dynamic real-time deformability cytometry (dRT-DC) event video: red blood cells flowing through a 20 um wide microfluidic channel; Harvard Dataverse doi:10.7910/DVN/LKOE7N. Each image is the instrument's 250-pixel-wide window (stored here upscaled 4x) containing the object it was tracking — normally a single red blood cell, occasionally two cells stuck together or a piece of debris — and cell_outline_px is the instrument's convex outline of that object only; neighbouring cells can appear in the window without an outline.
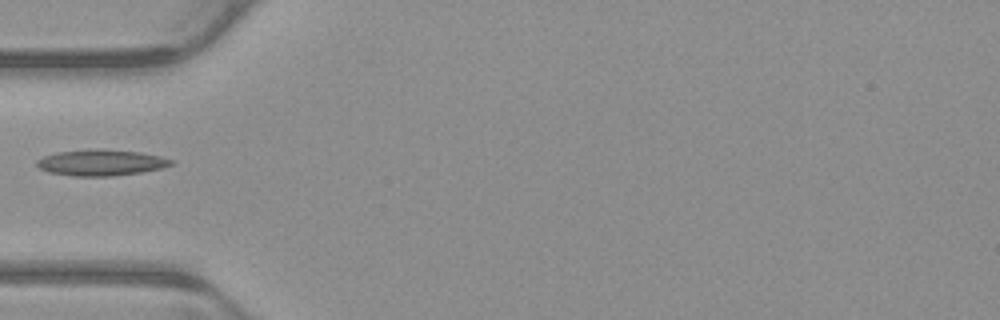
{"species": "common noctule bat (a hibernating species)", "species_latin": "Nyctalus noctula", "temperature_condition": "warm", "stored_images_in_passage": 6, "camera_frame_rate_fps": 3000, "um_per_image_px": 0.085, "animal": {"sex": "male", "body_mass_g": 23.1, "forearm_length_mm": 52.7}, "frame": {"image": 1, "passage_image": 5, "time_ms": 1.333, "image_size_px": [1000, 320], "cell_outline_px": [[176, 164], [160, 168], [140, 172], [112, 176], [72, 176], [48, 172], [40, 168], [36, 164], [36, 160], [44, 156], [56, 152], [104, 148], [140, 152], [160, 156], [176, 160]], "centroid_in_image_um": [8.62, 13.81], "position_along_channel_um": 76.4, "area_um2": 20.58}}
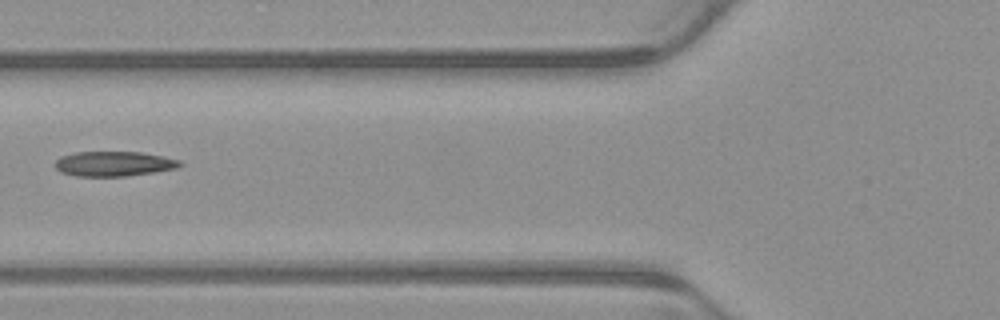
{"frame": {"image": 2, "passage_image": 6, "time_ms": 1.667, "image_size_px": [1000, 320], "cell_outline_px": [[184, 164], [176, 168], [156, 172], [124, 176], [76, 176], [60, 172], [56, 168], [56, 160], [60, 156], [76, 152], [140, 152], [164, 156], [180, 160]], "centroid_in_image_um": [9.7, 13.92], "position_along_channel_um": 116.1, "area_um2": 18.15}}